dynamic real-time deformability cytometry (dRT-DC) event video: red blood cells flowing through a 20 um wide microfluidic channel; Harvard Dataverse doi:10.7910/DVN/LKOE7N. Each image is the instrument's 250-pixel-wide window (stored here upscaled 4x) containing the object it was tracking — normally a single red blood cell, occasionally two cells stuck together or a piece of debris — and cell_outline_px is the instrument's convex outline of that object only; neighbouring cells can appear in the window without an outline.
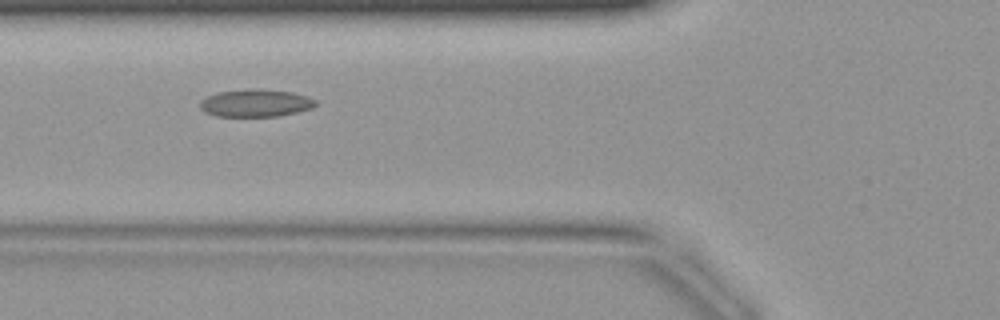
{"species": "common noctule bat (a hibernating species)", "species_latin": "Nyctalus noctula", "temperature_condition": "warm", "stored_images_in_passage": 14, "camera_frame_rate_fps": 3000, "um_per_image_px": 0.085, "animal": {"sex": "female", "body_mass_g": 19.9}, "frame": {"image": 1, "passage_image": 3, "time_ms": 0.667, "image_size_px": [1000, 320], "cell_outline_px": [[316, 104], [312, 108], [280, 116], [216, 116], [204, 112], [200, 108], [200, 100], [208, 96], [220, 92], [256, 88], [292, 92], [308, 96], [316, 100]], "centroid_in_image_um": [21.74, 8.76], "position_along_channel_um": 104.1, "area_um2": 18.5}}
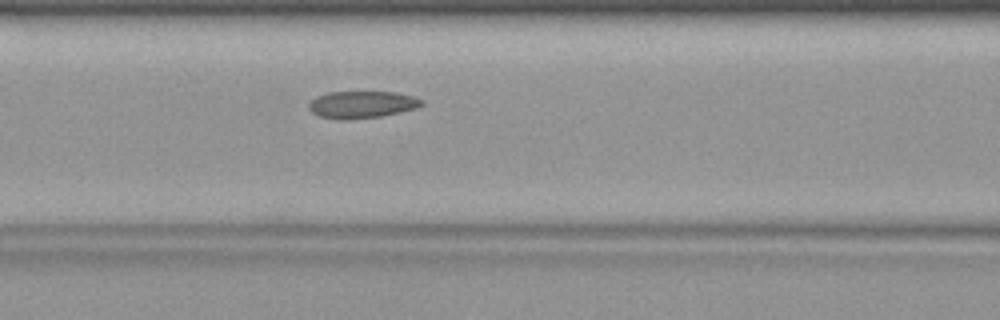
{"frame": {"image": 2, "passage_image": 5, "time_ms": 1.333, "image_size_px": [1000, 320], "cell_outline_px": [[424, 104], [416, 108], [400, 112], [380, 116], [348, 120], [320, 116], [312, 112], [308, 108], [308, 104], [316, 96], [328, 92], [396, 92], [412, 96], [424, 100]], "centroid_in_image_um": [30.77, 8.88], "position_along_channel_um": 135.8, "area_um2": 17.74}}